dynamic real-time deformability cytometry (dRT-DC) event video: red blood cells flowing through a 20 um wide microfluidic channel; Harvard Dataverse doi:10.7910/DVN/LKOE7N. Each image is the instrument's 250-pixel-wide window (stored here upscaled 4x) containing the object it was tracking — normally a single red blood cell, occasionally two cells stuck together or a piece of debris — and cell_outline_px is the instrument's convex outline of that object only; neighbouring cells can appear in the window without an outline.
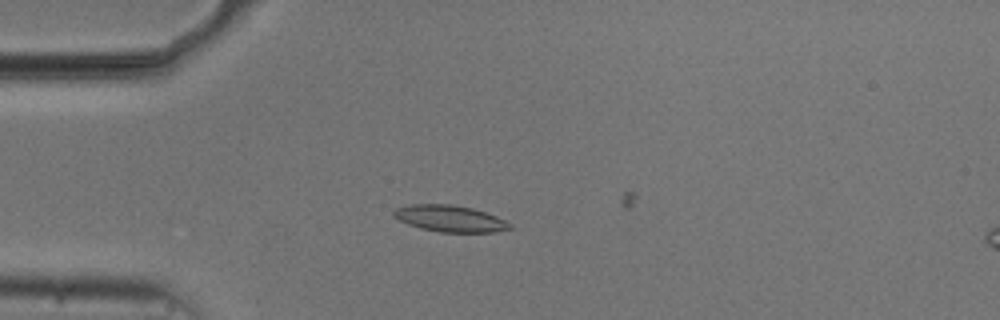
{"species": "common noctule bat (a hibernating species)", "species_latin": "Nyctalus noctula", "temperature_condition": "cold", "stored_images_in_passage": 18, "camera_frame_rate_fps": 3000, "um_per_image_px": 0.085, "animal": {"sex": "male", "body_mass_g": 20.5, "forearm_length_mm": 52.5}, "frame": {"image": 1, "passage_image": 15, "time_ms": 4.667, "image_size_px": [1000, 320], "cell_outline_px": [[512, 228], [492, 232], [440, 232], [420, 228], [408, 224], [392, 216], [392, 212], [396, 208], [408, 204], [452, 204], [472, 208], [496, 216], [512, 224]], "centroid_in_image_um": [38.21, 18.57], "position_along_channel_um": 46.8, "area_um2": 17.92}}